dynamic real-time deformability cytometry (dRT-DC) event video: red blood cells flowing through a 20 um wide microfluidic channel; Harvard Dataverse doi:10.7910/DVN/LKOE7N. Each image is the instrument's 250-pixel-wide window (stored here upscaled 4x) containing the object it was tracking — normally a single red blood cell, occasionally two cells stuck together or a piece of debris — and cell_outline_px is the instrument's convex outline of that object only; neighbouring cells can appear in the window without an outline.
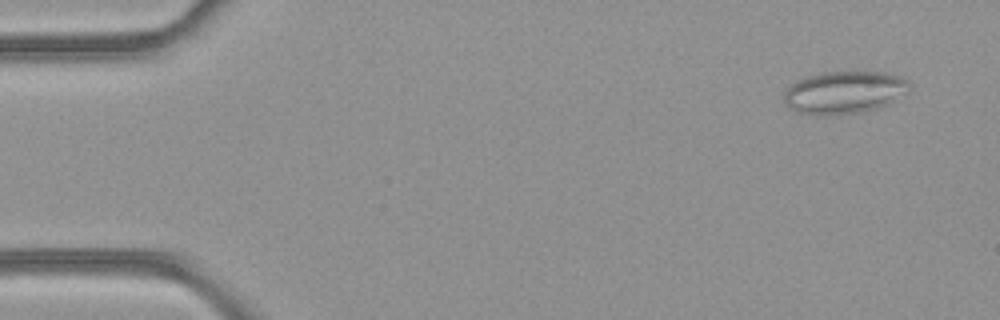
{"species": "common noctule bat (a hibernating species)", "species_latin": "Nyctalus noctula", "temperature_condition": "room temperature", "stored_images_in_passage": 4, "camera_frame_rate_fps": 3000, "um_per_image_px": 0.085, "animal": {"sex": "female", "body_mass_g": 21.9}, "frame": {"image": 1, "passage_image": 1, "time_ms": 0.0, "image_size_px": [1000, 320], "cell_outline_px": [[912, 84], [908, 92], [888, 104], [876, 108], [860, 112], [828, 116], [820, 116], [796, 112], [788, 108], [784, 104], [784, 92], [796, 80], [804, 76], [820, 72], [884, 72], [900, 76], [908, 80]], "centroid_in_image_um": [71.74, 7.86], "position_along_channel_um": 13.3, "area_um2": 31.62}}